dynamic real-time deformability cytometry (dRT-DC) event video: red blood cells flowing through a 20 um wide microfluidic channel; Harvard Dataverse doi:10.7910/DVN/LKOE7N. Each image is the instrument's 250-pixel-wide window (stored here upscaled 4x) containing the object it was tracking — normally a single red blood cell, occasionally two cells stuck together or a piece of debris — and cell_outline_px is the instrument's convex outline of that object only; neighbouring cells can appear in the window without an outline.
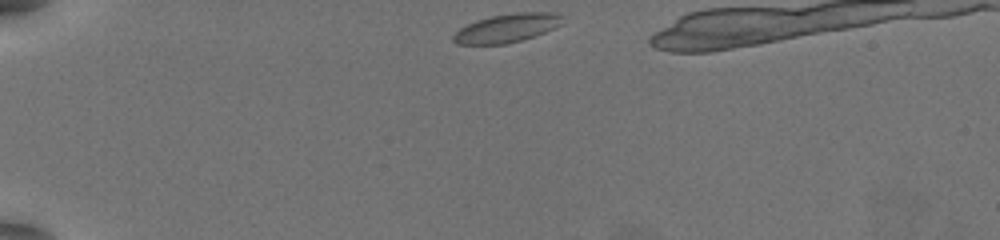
{"species": "common noctule bat (a hibernating species)", "species_latin": "Nyctalus noctula", "temperature_condition": "warm", "stored_images_in_passage": 39, "camera_frame_rate_fps": 3000, "um_per_image_px": 0.085, "animal": {"sex": "female", "body_mass_g": 19.5, "forearm_length_mm": 54.1}, "frame": {"image": 1, "passage_image": 1, "time_ms": 0.0, "image_size_px": [1000, 240], "cell_outline_px": [[564, 16], [560, 24], [544, 32], [520, 40], [504, 44], [456, 44], [452, 40], [452, 36], [460, 28], [476, 20], [492, 16], [516, 12], [552, 12]], "centroid_in_image_um": [43.05, 2.38], "position_along_channel_um": 41.9, "area_um2": 17.92}}
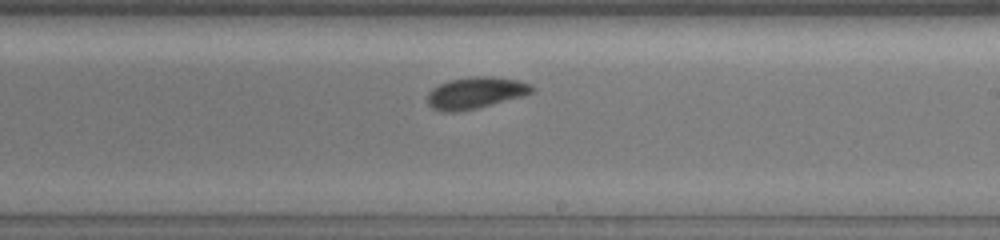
{"frame": {"image": 2, "passage_image": 22, "time_ms": 7.0, "image_size_px": [1000, 240], "cell_outline_px": [[536, 88], [532, 92], [520, 96], [476, 108], [456, 112], [440, 112], [432, 108], [428, 104], [428, 92], [432, 88], [448, 80], [472, 76], [492, 76], [516, 80], [532, 84]], "centroid_in_image_um": [40.38, 7.88], "position_along_channel_um": 248.6, "area_um2": 19.13}}
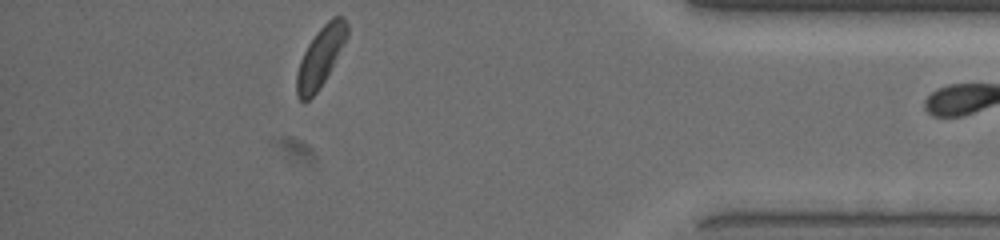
{"frame": {"image": 3, "passage_image": 37, "time_ms": 12.0, "image_size_px": [1000, 240], "cell_outline_px": [[348, 36], [324, 80], [316, 92], [308, 100], [300, 100], [296, 96], [296, 76], [300, 60], [308, 44], [316, 32], [332, 16], [344, 16], [348, 24]], "centroid_in_image_um": [27.24, 4.79], "position_along_channel_um": 408.0, "area_um2": 17.28}}